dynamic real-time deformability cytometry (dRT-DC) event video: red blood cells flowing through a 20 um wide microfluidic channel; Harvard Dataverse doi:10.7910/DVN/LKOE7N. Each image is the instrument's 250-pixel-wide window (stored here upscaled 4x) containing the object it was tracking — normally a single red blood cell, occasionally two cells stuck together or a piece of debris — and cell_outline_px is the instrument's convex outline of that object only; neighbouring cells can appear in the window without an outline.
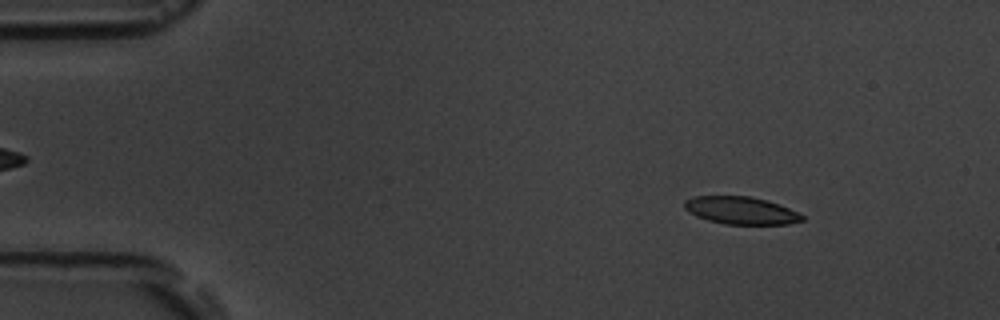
{"species": "common noctule bat (a hibernating species)", "species_latin": "Nyctalus noctula", "temperature_condition": "room temperature", "stored_images_in_passage": 4, "camera_frame_rate_fps": 3000, "um_per_image_px": 0.085, "animal": {"sex": "male", "body_mass_g": 19.5, "forearm_length_mm": 54.6}, "frame": {"image": 1, "passage_image": 2, "time_ms": 1.0, "image_size_px": [1000, 320], "cell_outline_px": [[804, 220], [788, 224], [724, 224], [708, 220], [696, 216], [688, 212], [684, 208], [684, 200], [692, 196], [748, 196], [764, 200], [788, 208], [804, 216]], "centroid_in_image_um": [62.92, 17.89], "position_along_channel_um": 22.1, "area_um2": 18.73}}